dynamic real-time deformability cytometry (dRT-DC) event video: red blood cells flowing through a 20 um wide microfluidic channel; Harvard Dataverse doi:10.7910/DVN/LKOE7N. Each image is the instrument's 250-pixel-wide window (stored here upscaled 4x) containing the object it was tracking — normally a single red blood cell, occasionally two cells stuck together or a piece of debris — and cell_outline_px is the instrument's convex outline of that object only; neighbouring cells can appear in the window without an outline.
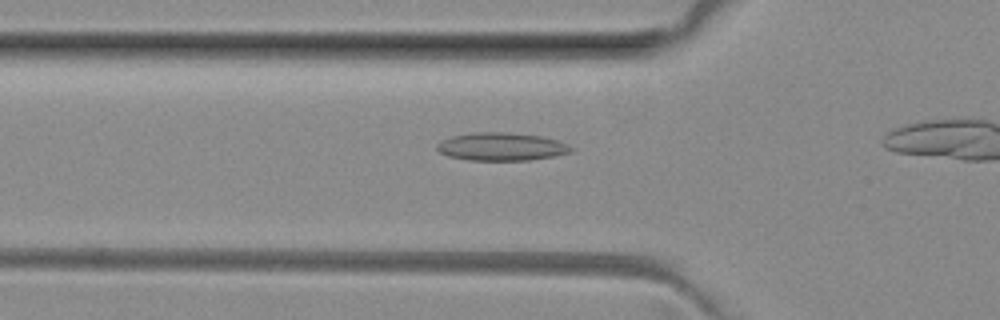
{"species": "common noctule bat (a hibernating species)", "species_latin": "Nyctalus noctula", "temperature_condition": "room temperature", "stored_images_in_passage": 17, "camera_frame_rate_fps": 3000, "um_per_image_px": 0.085, "animal": {"sex": "female", "body_mass_g": 29.2, "forearm_length_mm": 56.3}, "frame": {"image": 1, "passage_image": 12, "time_ms": 3.667, "image_size_px": [1000, 320], "cell_outline_px": [[572, 152], [552, 156], [528, 160], [468, 160], [448, 156], [440, 152], [436, 148], [436, 144], [452, 136], [472, 132], [504, 132], [540, 136], [556, 140], [568, 144], [572, 148]], "centroid_in_image_um": [42.6, 12.46], "position_along_channel_um": 83.2, "area_um2": 21.68}}
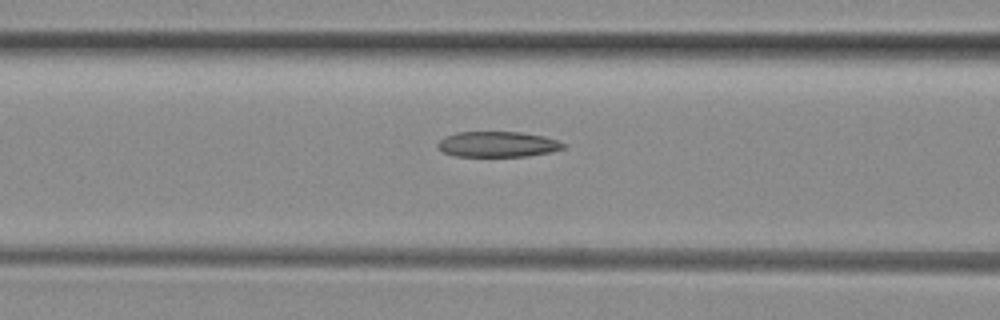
{"frame": {"image": 2, "passage_image": 15, "time_ms": 4.667, "image_size_px": [1000, 320], "cell_outline_px": [[568, 144], [564, 148], [552, 152], [528, 156], [456, 156], [444, 152], [436, 144], [444, 136], [456, 132], [520, 132], [544, 136]], "centroid_in_image_um": [42.33, 12.26], "position_along_channel_um": 124.3, "area_um2": 18.73}}